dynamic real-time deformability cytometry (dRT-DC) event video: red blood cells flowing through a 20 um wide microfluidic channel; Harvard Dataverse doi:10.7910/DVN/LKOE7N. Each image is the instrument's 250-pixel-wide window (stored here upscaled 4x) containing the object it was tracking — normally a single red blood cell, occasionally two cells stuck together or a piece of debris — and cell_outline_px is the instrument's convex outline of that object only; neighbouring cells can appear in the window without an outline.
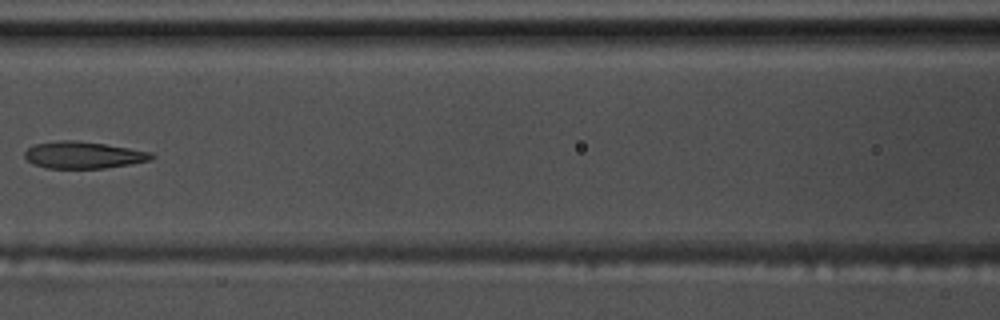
{"species": "common noctule bat (a hibernating species)", "species_latin": "Nyctalus noctula", "temperature_condition": "warm", "stored_images_in_passage": 6, "camera_frame_rate_fps": 3000, "um_per_image_px": 0.085, "animal": {"sex": "male", "body_mass_g": 17.5, "forearm_length_mm": 52.3}, "frame": {"image": 1, "passage_image": 3, "time_ms": 0.667, "image_size_px": [1000, 320], "cell_outline_px": [[156, 156], [152, 160], [132, 164], [104, 168], [48, 168], [36, 164], [28, 160], [24, 156], [24, 152], [28, 148], [36, 144], [60, 140], [72, 140], [104, 144], [152, 152]], "centroid_in_image_um": [7.13, 13.18], "position_along_channel_um": 159.5, "area_um2": 19.71}}
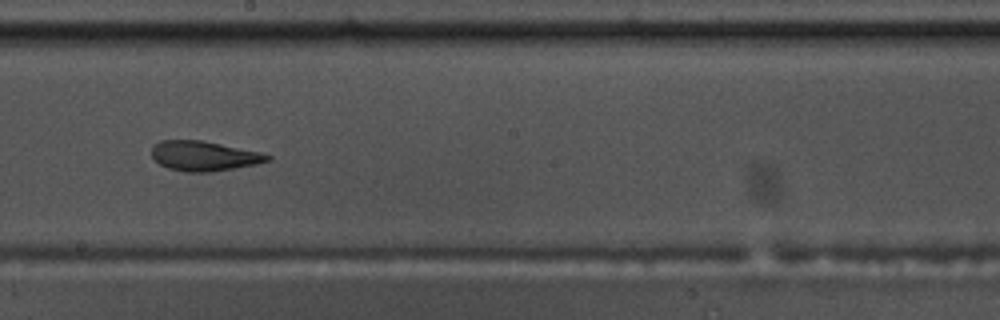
{"frame": {"image": 2, "passage_image": 5, "time_ms": 1.333, "image_size_px": [1000, 320], "cell_outline_px": [[272, 160], [256, 164], [212, 172], [188, 172], [168, 168], [160, 164], [152, 156], [152, 148], [160, 140], [200, 140], [260, 152], [272, 156]], "centroid_in_image_um": [17.35, 13.26], "position_along_channel_um": 230.8, "area_um2": 19.94}}
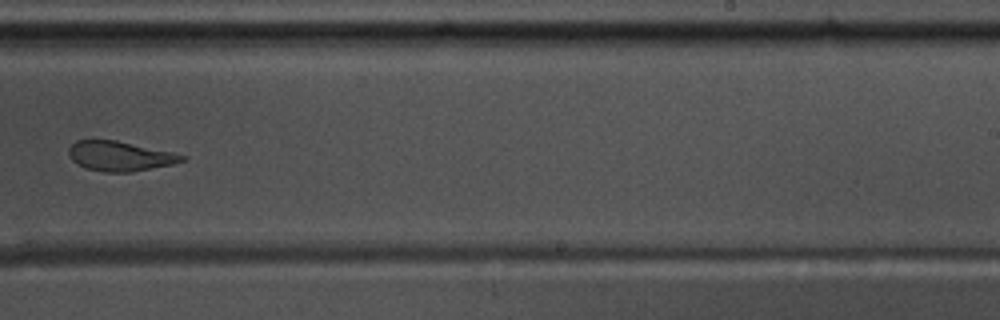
{"frame": {"image": 3, "passage_image": 6, "time_ms": 1.667, "image_size_px": [1000, 320], "cell_outline_px": [[188, 156], [184, 160], [172, 164], [128, 172], [104, 172], [84, 168], [76, 164], [68, 156], [68, 148], [76, 140], [116, 140], [172, 152]], "centroid_in_image_um": [10.14, 13.27], "position_along_channel_um": 278.9, "area_um2": 19.59}}